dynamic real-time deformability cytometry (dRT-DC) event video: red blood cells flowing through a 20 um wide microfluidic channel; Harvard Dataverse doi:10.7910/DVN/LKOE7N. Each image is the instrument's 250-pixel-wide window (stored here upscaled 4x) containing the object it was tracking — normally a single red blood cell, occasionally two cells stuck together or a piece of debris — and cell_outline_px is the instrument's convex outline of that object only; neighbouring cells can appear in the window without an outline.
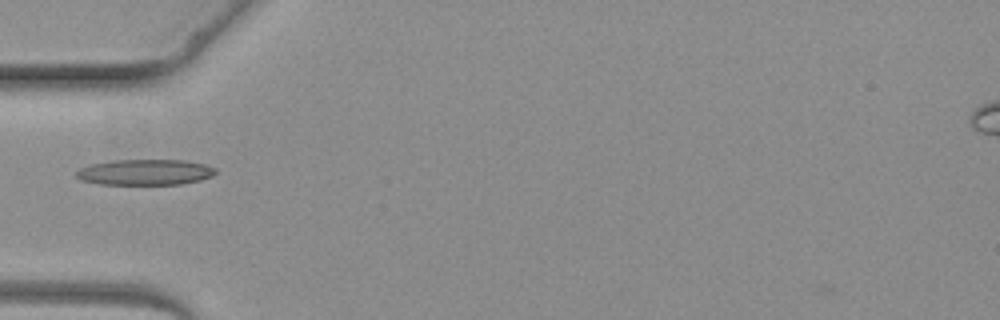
{"species": "common noctule bat (a hibernating species)", "species_latin": "Nyctalus noctula", "temperature_condition": "warm", "stored_images_in_passage": 4, "camera_frame_rate_fps": 3000, "um_per_image_px": 0.085, "animal": {"sex": "female", "body_mass_g": 19.3, "forearm_length_mm": 54.1}, "frame": {"image": 1, "passage_image": 4, "time_ms": 4.333, "image_size_px": [1000, 320], "cell_outline_px": [[216, 172], [212, 176], [200, 180], [180, 184], [100, 184], [80, 180], [76, 176], [76, 172], [80, 168], [88, 164], [112, 160], [184, 160], [204, 164], [216, 168]], "centroid_in_image_um": [12.31, 14.63], "position_along_channel_um": 72.7, "area_um2": 20.92}}